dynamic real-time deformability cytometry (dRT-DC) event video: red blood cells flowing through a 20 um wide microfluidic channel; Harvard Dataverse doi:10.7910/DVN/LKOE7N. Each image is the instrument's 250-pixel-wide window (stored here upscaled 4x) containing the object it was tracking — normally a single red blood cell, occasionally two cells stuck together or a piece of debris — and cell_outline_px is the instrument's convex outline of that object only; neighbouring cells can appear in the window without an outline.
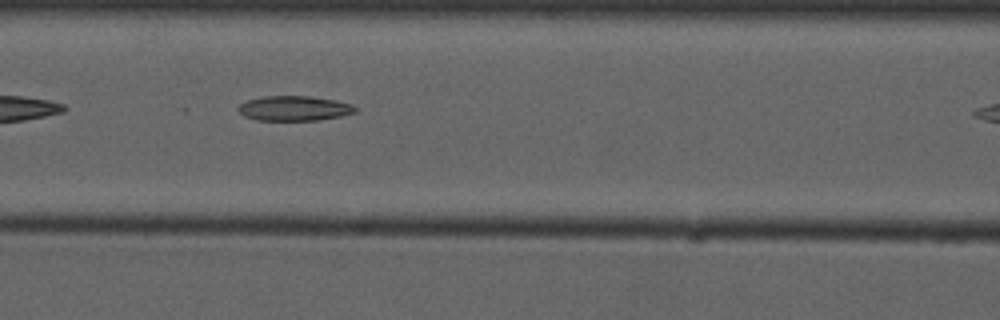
{"species": "common noctule bat (a hibernating species)", "species_latin": "Nyctalus noctula", "temperature_condition": "cold", "stored_images_in_passage": 7, "segment_of_instrument_passage": [1, 2], "camera_frame_rate_fps": 3000, "um_per_image_px": 0.085, "animal": {"sex": "male", "forearm_length_mm": 52.5}, "frame": {"image": 1, "passage_image": 5, "time_ms": 4.667, "image_size_px": [1000, 320], "cell_outline_px": [[360, 108], [356, 112], [340, 116], [320, 120], [256, 120], [244, 116], [236, 108], [240, 104], [248, 100], [264, 96], [312, 96], [336, 100], [352, 104]], "centroid_in_image_um": [25.05, 9.2], "position_along_channel_um": 141.6, "area_um2": 17.11}}
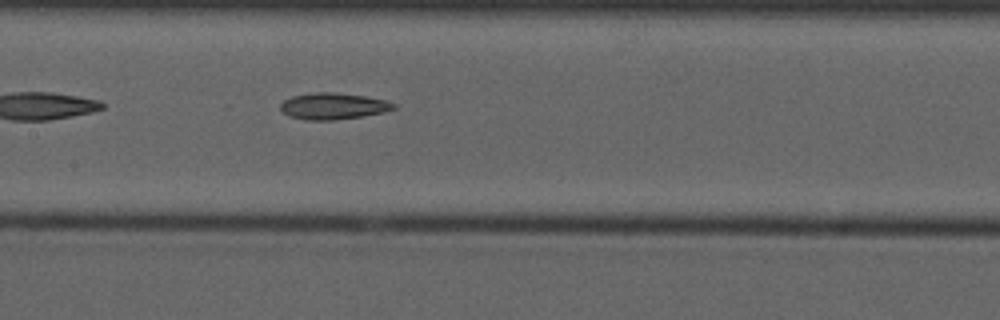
{"frame": {"image": 2, "passage_image": 6, "time_ms": 5.667, "image_size_px": [1000, 320], "cell_outline_px": [[396, 108], [384, 112], [364, 116], [332, 120], [304, 120], [288, 116], [280, 108], [280, 104], [284, 100], [292, 96], [320, 92], [336, 92], [364, 96], [384, 100], [396, 104]], "centroid_in_image_um": [28.32, 9.03], "position_along_channel_um": 179.1, "area_um2": 17.4}}